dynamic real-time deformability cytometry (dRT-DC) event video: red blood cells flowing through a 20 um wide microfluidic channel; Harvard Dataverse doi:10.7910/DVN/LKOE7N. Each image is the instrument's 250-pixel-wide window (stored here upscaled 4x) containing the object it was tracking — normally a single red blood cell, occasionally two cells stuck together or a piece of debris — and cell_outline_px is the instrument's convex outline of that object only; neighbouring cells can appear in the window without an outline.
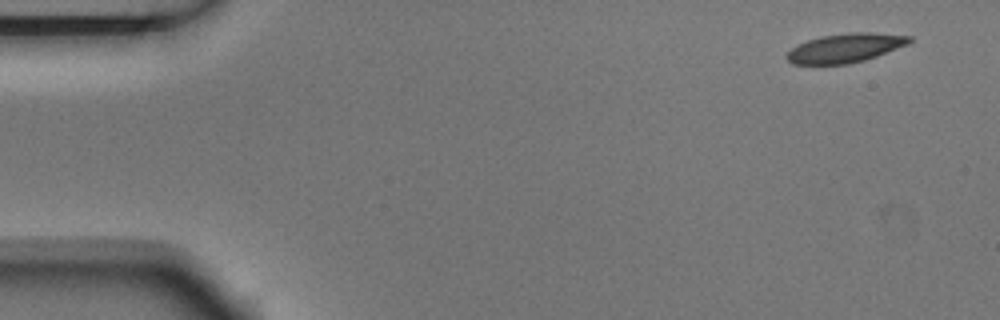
{"species": "Egyptian fruit bat (a non-hibernating species)", "species_latin": "Rousettus aegyptiacus", "temperature_condition": "room temperature", "stored_images_in_passage": 10, "camera_frame_rate_fps": 3000, "um_per_image_px": 0.085, "animal": {"sex": "male"}, "frame": {"image": 1, "passage_image": 1, "time_ms": 0.0, "image_size_px": [1000, 320], "cell_outline_px": [[912, 40], [908, 44], [876, 56], [864, 60], [848, 64], [792, 64], [784, 56], [792, 48], [808, 40], [820, 36], [852, 32], [872, 32], [912, 36]], "centroid_in_image_um": [71.85, 4.07], "position_along_channel_um": 13.1, "area_um2": 20.63}}
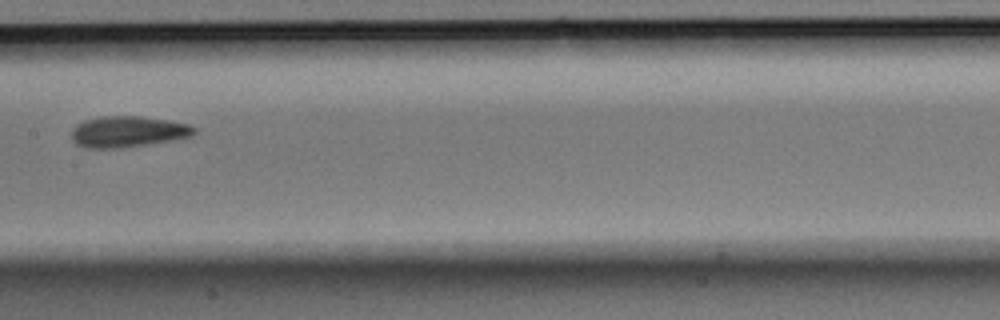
{"frame": {"image": 2, "passage_image": 7, "time_ms": 2.0, "image_size_px": [1000, 320], "cell_outline_px": [[196, 132], [192, 136], [120, 148], [84, 148], [76, 144], [72, 140], [72, 128], [76, 124], [84, 120], [100, 116], [140, 116], [168, 120], [188, 124], [196, 128]], "centroid_in_image_um": [10.81, 11.18], "position_along_channel_um": 196.6, "area_um2": 22.14}}
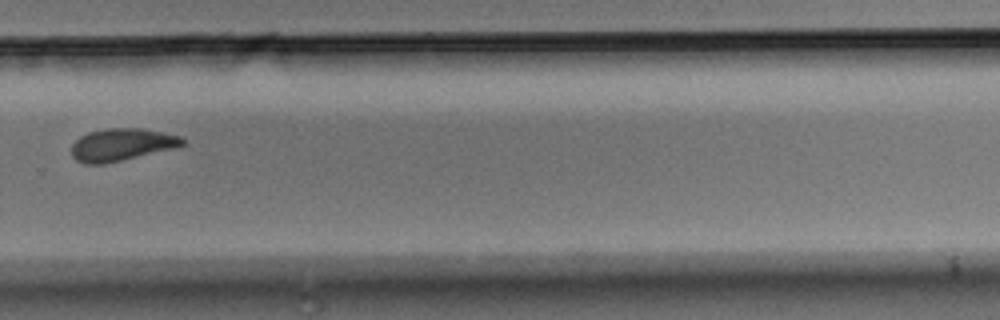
{"frame": {"image": 3, "passage_image": 10, "time_ms": 3.0, "image_size_px": [1000, 320], "cell_outline_px": [[184, 144], [176, 148], [104, 164], [84, 164], [76, 160], [72, 156], [72, 144], [80, 136], [88, 132], [104, 128], [140, 128], [164, 132], [180, 136], [184, 140]], "centroid_in_image_um": [10.33, 12.29], "position_along_channel_um": 319.5, "area_um2": 21.04}}